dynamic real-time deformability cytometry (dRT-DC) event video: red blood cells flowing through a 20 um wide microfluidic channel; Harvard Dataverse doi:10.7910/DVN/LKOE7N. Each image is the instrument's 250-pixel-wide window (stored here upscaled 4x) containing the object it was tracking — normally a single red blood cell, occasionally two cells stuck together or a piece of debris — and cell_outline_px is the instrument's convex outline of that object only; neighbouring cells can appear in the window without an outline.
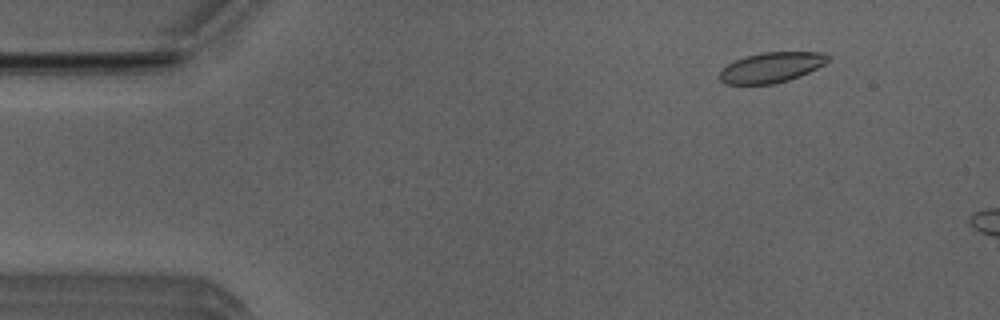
{"species": "Egyptian fruit bat (a non-hibernating species)", "species_latin": "Rousettus aegyptiacus", "temperature_condition": "room temperature", "stored_images_in_passage": 12, "camera_frame_rate_fps": 3000, "um_per_image_px": 0.085, "animal": {"sex": "male"}, "frame": {"image": 1, "passage_image": 6, "time_ms": 1.667, "image_size_px": [1000, 320], "cell_outline_px": [[832, 56], [824, 64], [800, 76], [788, 80], [772, 84], [724, 84], [716, 76], [728, 64], [744, 56], [760, 52], [824, 52]], "centroid_in_image_um": [65.55, 5.72], "position_along_channel_um": 19.4, "area_um2": 19.19}}